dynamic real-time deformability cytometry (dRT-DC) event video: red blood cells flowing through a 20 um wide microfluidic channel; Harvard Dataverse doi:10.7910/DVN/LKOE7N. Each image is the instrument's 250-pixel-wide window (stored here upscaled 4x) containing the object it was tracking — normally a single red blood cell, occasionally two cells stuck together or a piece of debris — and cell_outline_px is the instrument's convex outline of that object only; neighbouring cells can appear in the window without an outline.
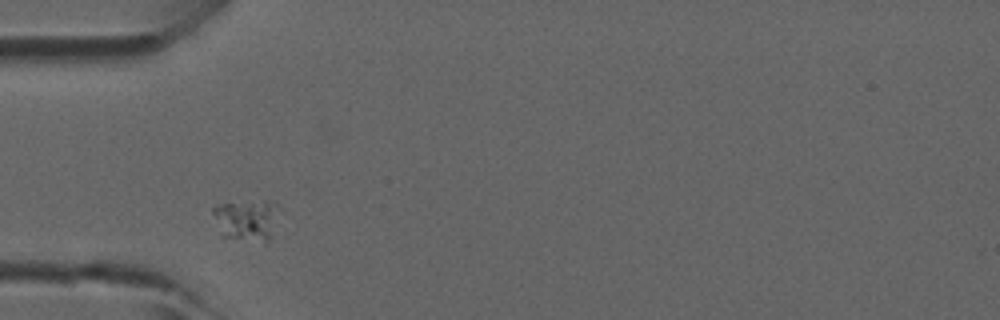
{"species": "common noctule bat (a hibernating species)", "species_latin": "Nyctalus noctula", "temperature_condition": "room temperature", "stored_images_in_passage": 3, "camera_frame_rate_fps": 3000, "um_per_image_px": 0.085, "animal": {"sex": "male", "forearm_length_mm": 52.5}, "frame": {"image": 1, "passage_image": 1, "time_ms": 0.0, "image_size_px": [1000, 320], "cell_outline_px": [[276, 212], [268, 240], [224, 236], [212, 212], [212, 208], [216, 204], [264, 200], [276, 200]], "centroid_in_image_um": [20.92, 18.59], "position_along_channel_um": 64.1, "area_um2": 14.8}}
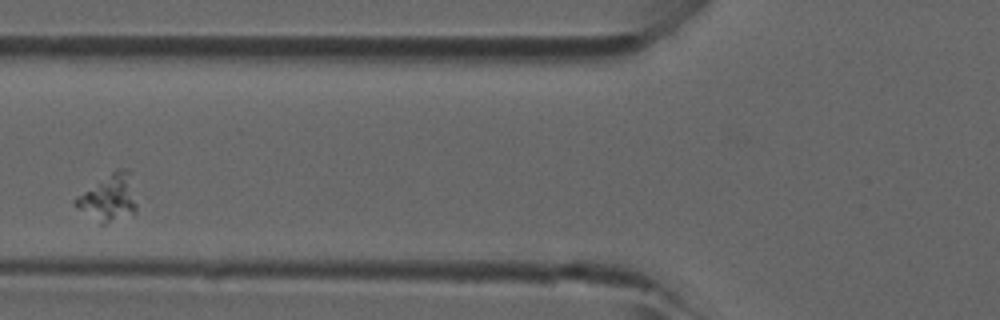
{"frame": {"image": 2, "passage_image": 2, "time_ms": 0.333, "image_size_px": [1000, 320], "cell_outline_px": [[136, 212], [104, 224], [100, 224], [72, 204], [72, 200], [76, 196], [112, 172], [120, 168], [128, 168], [132, 172], [136, 204]], "centroid_in_image_um": [9.26, 16.79], "position_along_channel_um": 116.5, "area_um2": 16.7}}
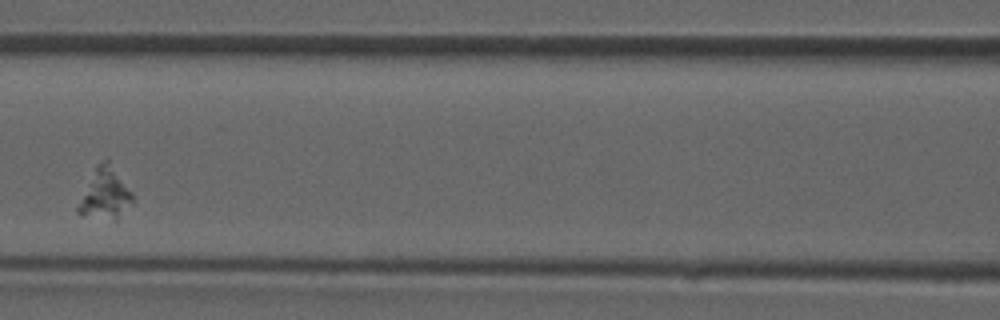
{"frame": {"image": 3, "passage_image": 3, "time_ms": 0.667, "image_size_px": [1000, 320], "cell_outline_px": [[132, 204], [116, 220], [76, 212], [76, 208], [96, 164], [108, 156], [132, 192]], "centroid_in_image_um": [8.97, 16.38], "position_along_channel_um": 157.6, "area_um2": 16.01}}